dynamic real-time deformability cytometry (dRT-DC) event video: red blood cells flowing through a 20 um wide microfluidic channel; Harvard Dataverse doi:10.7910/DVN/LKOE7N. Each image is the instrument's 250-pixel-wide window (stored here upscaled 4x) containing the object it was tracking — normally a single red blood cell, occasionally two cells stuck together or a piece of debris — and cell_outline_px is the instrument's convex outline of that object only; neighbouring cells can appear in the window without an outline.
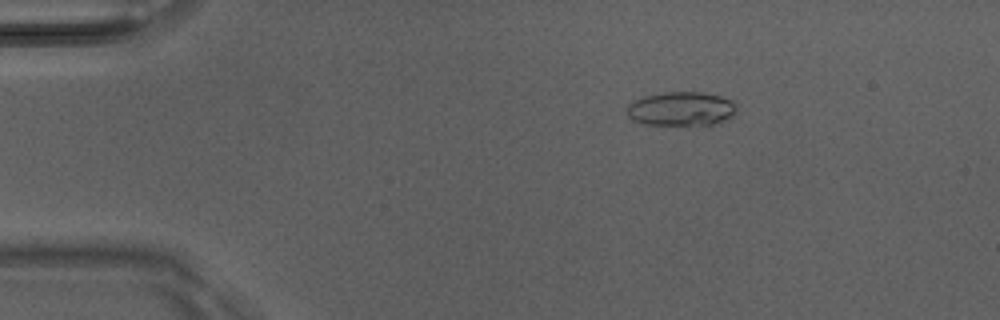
{"species": "Egyptian fruit bat (a non-hibernating species)", "species_latin": "Rousettus aegyptiacus", "temperature_condition": "room temperature", "stored_images_in_passage": 3, "camera_frame_rate_fps": 3000, "um_per_image_px": 0.085, "animal": {"sex": "male"}, "frame": {"image": 1, "passage_image": 2, "time_ms": 0.333, "image_size_px": [1000, 320], "cell_outline_px": [[736, 116], [720, 124], [644, 124], [628, 116], [628, 104], [644, 96], [664, 92], [704, 92], [720, 96], [732, 100], [736, 104]], "centroid_in_image_um": [58.0, 9.24], "position_along_channel_um": 27.0, "area_um2": 21.79}}